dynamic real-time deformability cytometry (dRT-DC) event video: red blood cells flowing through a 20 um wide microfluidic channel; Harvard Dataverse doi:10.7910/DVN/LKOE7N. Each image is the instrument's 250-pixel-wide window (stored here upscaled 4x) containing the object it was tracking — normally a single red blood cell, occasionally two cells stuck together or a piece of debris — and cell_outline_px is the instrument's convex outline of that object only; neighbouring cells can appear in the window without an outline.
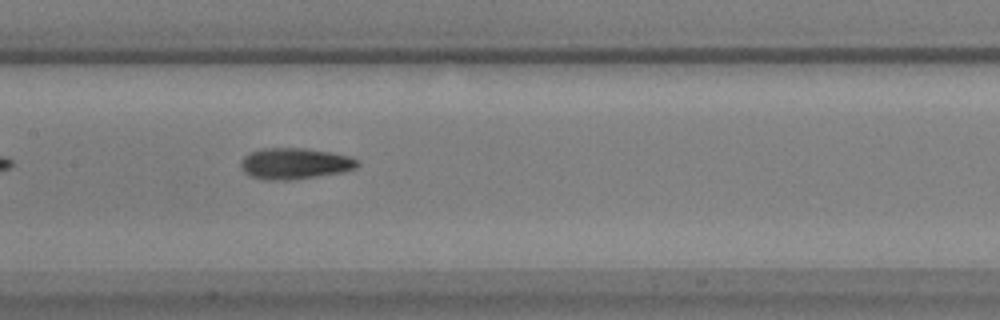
{"species": "common noctule bat (a hibernating species)", "species_latin": "Nyctalus noctula", "temperature_condition": "warm", "stored_images_in_passage": 24, "camera_frame_rate_fps": 3000, "um_per_image_px": 0.085, "animal": {"sex": "male", "body_mass_g": 17.9, "forearm_length_mm": 54.2}, "frame": {"image": 1, "passage_image": 11, "time_ms": 3.333, "image_size_px": [1000, 320], "cell_outline_px": [[360, 164], [356, 168], [344, 172], [292, 180], [264, 180], [248, 176], [244, 172], [240, 164], [244, 156], [252, 152], [264, 148], [304, 148], [332, 152], [348, 156], [360, 160]], "centroid_in_image_um": [25.08, 13.91], "position_along_channel_um": 182.3, "area_um2": 21.39}}
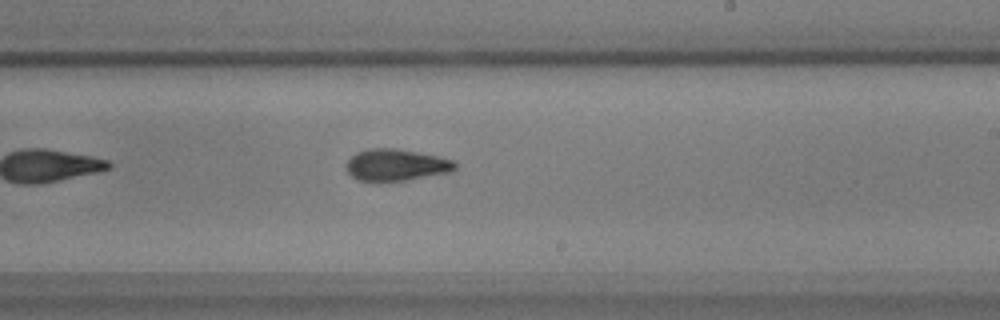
{"frame": {"image": 2, "passage_image": 17, "time_ms": 5.333, "image_size_px": [1000, 320], "cell_outline_px": [[456, 168], [452, 172], [404, 180], [356, 180], [348, 172], [348, 160], [356, 152], [368, 148], [396, 148], [440, 156], [456, 160]], "centroid_in_image_um": [33.73, 13.99], "position_along_channel_um": 255.3, "area_um2": 20.0}}
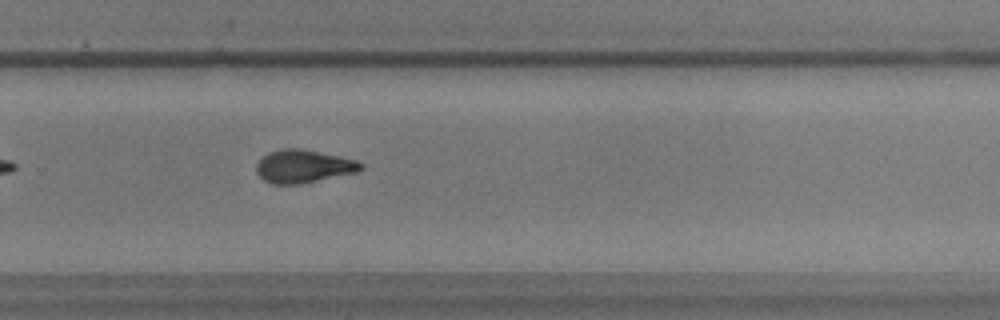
{"frame": {"image": 3, "passage_image": 21, "time_ms": 6.667, "image_size_px": [1000, 320], "cell_outline_px": [[364, 168], [356, 172], [300, 184], [272, 184], [264, 180], [256, 172], [256, 164], [268, 152], [280, 148], [300, 148], [340, 156], [356, 160], [364, 164]], "centroid_in_image_um": [25.78, 14.13], "position_along_channel_um": 304.0, "area_um2": 20.11}}